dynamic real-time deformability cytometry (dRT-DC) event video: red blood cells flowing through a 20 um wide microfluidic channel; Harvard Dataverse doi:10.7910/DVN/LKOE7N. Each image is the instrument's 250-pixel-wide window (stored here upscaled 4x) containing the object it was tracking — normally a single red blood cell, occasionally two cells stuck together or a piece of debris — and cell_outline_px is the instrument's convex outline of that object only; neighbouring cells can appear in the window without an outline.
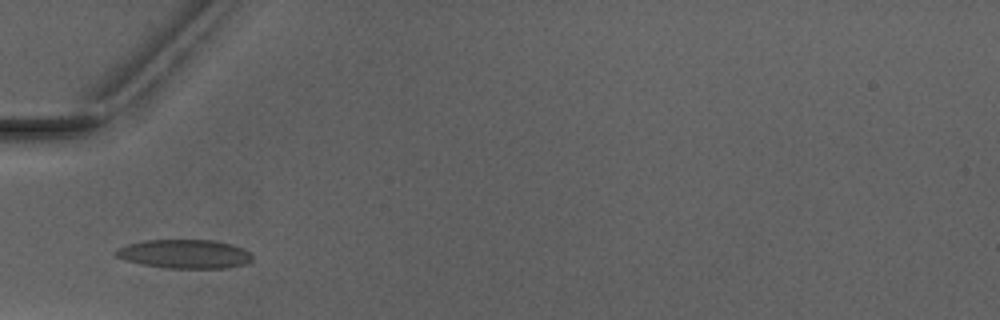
{"species": "Egyptian fruit bat (a non-hibernating species)", "species_latin": "Rousettus aegyptiacus", "temperature_condition": "warm", "stored_images_in_passage": 2, "camera_frame_rate_fps": 3000, "um_per_image_px": 0.085, "animal": {"sex": "male"}, "frame": {"image": 1, "passage_image": 1, "time_ms": 0.0, "image_size_px": [1000, 320], "cell_outline_px": [[252, 260], [244, 264], [228, 268], [164, 268], [140, 264], [124, 260], [116, 256], [112, 252], [116, 248], [128, 244], [144, 240], [212, 240], [232, 244], [244, 248], [252, 256]], "centroid_in_image_um": [15.65, 21.59], "position_along_channel_um": 69.4, "area_um2": 23.18}}